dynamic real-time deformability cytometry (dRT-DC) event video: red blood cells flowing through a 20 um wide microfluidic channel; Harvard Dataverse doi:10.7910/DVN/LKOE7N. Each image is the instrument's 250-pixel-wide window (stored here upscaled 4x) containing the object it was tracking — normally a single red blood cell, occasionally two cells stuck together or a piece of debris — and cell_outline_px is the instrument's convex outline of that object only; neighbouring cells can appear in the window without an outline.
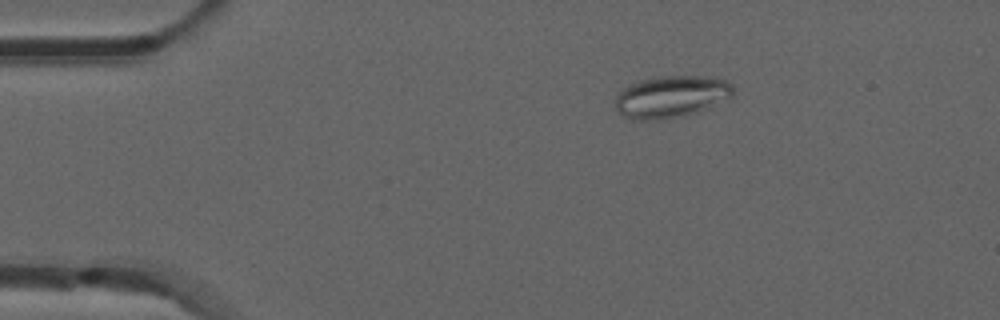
{"species": "common noctule bat (a hibernating species)", "species_latin": "Nyctalus noctula", "temperature_condition": "room temperature", "stored_images_in_passage": 35, "camera_frame_rate_fps": 3000, "um_per_image_px": 0.085, "animal": {"sex": "male", "forearm_length_mm": 52.5}, "frame": {"image": 1, "passage_image": 4, "time_ms": 1.0, "image_size_px": [1000, 320], "cell_outline_px": [[732, 96], [704, 112], [684, 116], [660, 120], [632, 120], [620, 116], [616, 108], [616, 96], [628, 84], [640, 80], [664, 76], [712, 76], [724, 80], [732, 84]], "centroid_in_image_um": [57.06, 8.24], "position_along_channel_um": 27.9, "area_um2": 29.42}}
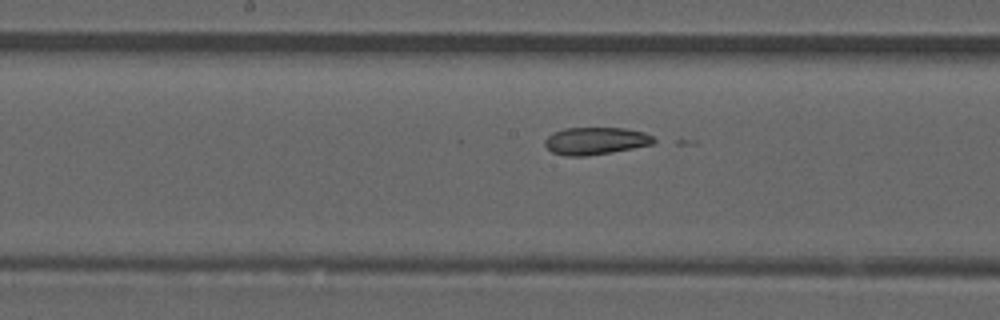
{"frame": {"image": 2, "passage_image": 22, "time_ms": 7.0, "image_size_px": [1000, 320], "cell_outline_px": [[660, 140], [652, 144], [632, 148], [584, 156], [568, 156], [552, 152], [544, 144], [544, 140], [552, 132], [564, 128], [624, 128], [644, 132]], "centroid_in_image_um": [50.62, 11.96], "position_along_channel_um": 197.6, "area_um2": 17.28}}
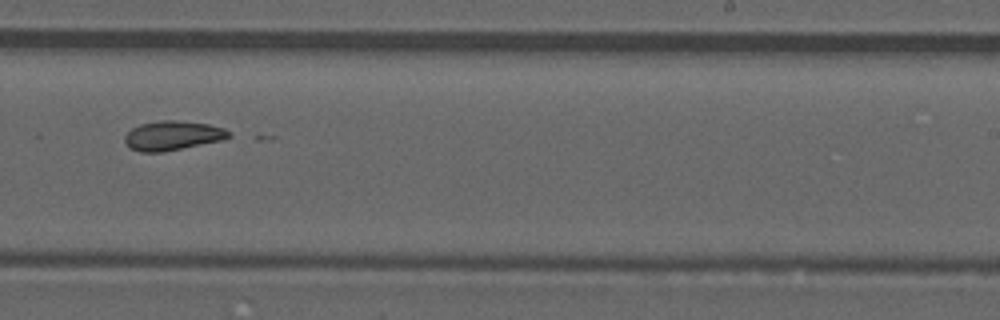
{"frame": {"image": 3, "passage_image": 28, "time_ms": 9.0, "image_size_px": [1000, 320], "cell_outline_px": [[232, 136], [224, 140], [164, 152], [140, 152], [128, 148], [124, 140], [124, 136], [132, 128], [140, 124], [160, 120], [172, 120], [208, 124], [224, 128], [232, 132]], "centroid_in_image_um": [14.68, 11.53], "position_along_channel_um": 274.3, "area_um2": 18.03}}